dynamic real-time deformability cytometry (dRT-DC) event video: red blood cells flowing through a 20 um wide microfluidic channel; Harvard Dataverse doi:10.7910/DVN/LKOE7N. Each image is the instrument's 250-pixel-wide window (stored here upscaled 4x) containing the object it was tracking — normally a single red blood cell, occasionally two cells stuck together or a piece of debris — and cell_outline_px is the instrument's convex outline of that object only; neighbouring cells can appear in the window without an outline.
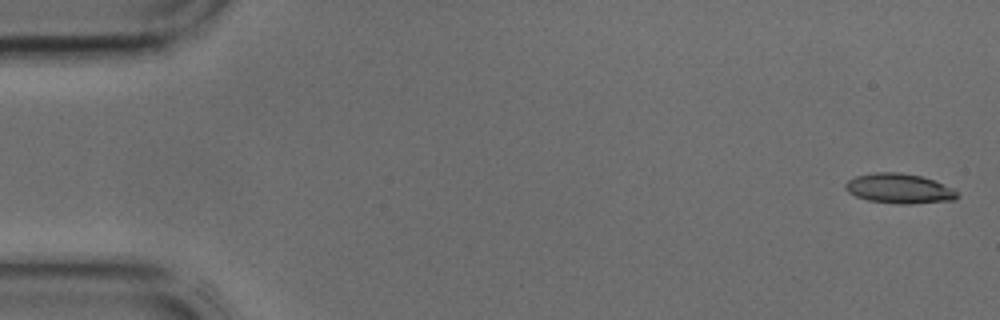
{"species": "common noctule bat (a hibernating species)", "species_latin": "Nyctalus noctula", "temperature_condition": "cold", "stored_images_in_passage": 14, "camera_frame_rate_fps": 3000, "um_per_image_px": 0.085, "animal": {"sex": "male", "body_mass_g": 17.9, "forearm_length_mm": 54.2}, "frame": {"image": 1, "passage_image": 1, "time_ms": 0.0, "image_size_px": [1000, 320], "cell_outline_px": [[960, 196], [956, 200], [912, 204], [900, 204], [868, 200], [856, 196], [848, 192], [844, 188], [844, 184], [848, 180], [856, 176], [876, 172], [900, 172], [920, 176], [932, 180], [952, 188]], "centroid_in_image_um": [76.42, 16.03], "position_along_channel_um": 8.6, "area_um2": 19.42}}
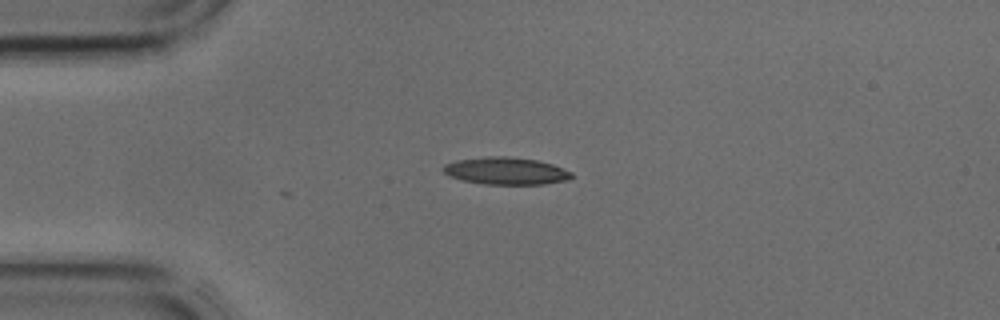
{"frame": {"image": 2, "passage_image": 10, "time_ms": 3.0, "image_size_px": [1000, 320], "cell_outline_px": [[572, 176], [568, 180], [544, 184], [484, 184], [464, 180], [448, 176], [440, 168], [444, 164], [456, 160], [488, 156], [504, 156], [536, 160], [552, 164], [572, 172]], "centroid_in_image_um": [42.97, 14.53], "position_along_channel_um": 42.0, "area_um2": 20.35}}